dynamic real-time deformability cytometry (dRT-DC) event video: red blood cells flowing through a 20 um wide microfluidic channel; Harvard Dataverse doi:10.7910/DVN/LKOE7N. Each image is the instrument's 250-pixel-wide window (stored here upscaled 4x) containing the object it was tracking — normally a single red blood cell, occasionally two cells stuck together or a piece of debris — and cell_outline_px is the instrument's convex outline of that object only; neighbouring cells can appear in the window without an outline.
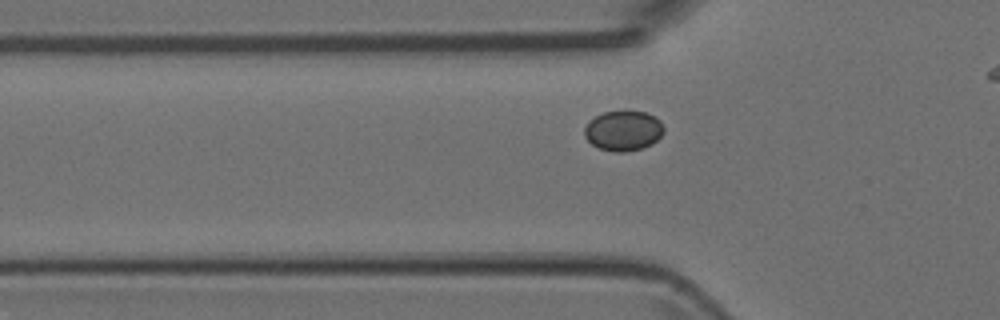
{"species": "Egyptian fruit bat (a non-hibernating species)", "species_latin": "Rousettus aegyptiacus", "temperature_condition": "room temperature", "stored_images_in_passage": 35, "camera_frame_rate_fps": 3000, "um_per_image_px": 0.085, "animal": {"sex": "female"}, "frame": {"image": 1, "passage_image": 9, "time_ms": 2.667, "image_size_px": [1000, 320], "cell_outline_px": [[664, 132], [652, 144], [644, 148], [624, 152], [616, 152], [600, 148], [592, 144], [584, 136], [584, 128], [588, 120], [604, 112], [624, 108], [644, 112], [660, 120], [664, 128]], "centroid_in_image_um": [52.97, 11.07], "position_along_channel_um": 72.8, "area_um2": 18.96}}
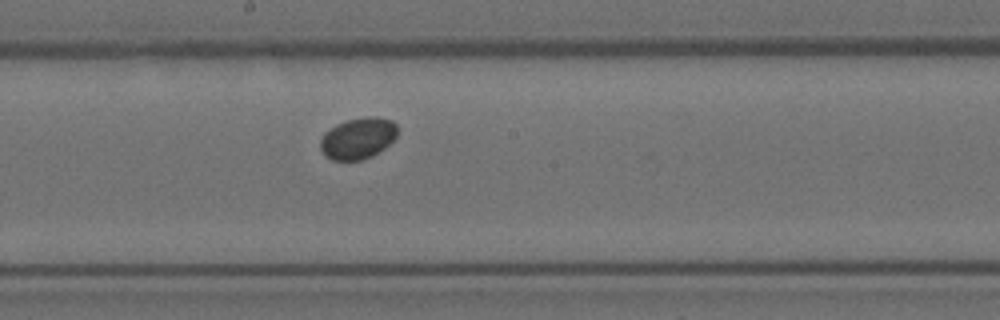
{"frame": {"image": 2, "passage_image": 20, "time_ms": 6.333, "image_size_px": [1000, 320], "cell_outline_px": [[400, 128], [396, 136], [384, 148], [372, 156], [364, 160], [332, 160], [324, 156], [320, 148], [320, 140], [324, 132], [336, 124], [344, 120], [364, 116], [376, 116], [392, 120]], "centroid_in_image_um": [30.42, 11.74], "position_along_channel_um": 217.8, "area_um2": 18.96}}
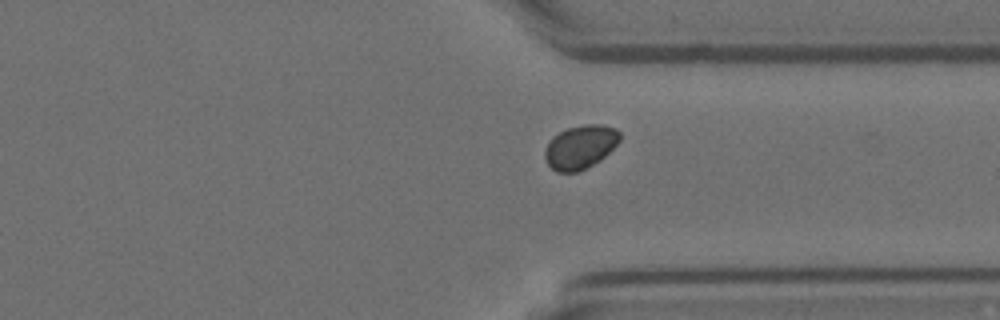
{"frame": {"image": 3, "passage_image": 31, "time_ms": 10.0, "image_size_px": [1000, 320], "cell_outline_px": [[620, 140], [600, 160], [576, 172], [556, 172], [548, 164], [544, 156], [544, 152], [552, 136], [568, 128], [584, 124], [600, 124], [616, 128], [620, 132]], "centroid_in_image_um": [49.32, 12.48], "position_along_channel_um": 362.1, "area_um2": 18.84}}